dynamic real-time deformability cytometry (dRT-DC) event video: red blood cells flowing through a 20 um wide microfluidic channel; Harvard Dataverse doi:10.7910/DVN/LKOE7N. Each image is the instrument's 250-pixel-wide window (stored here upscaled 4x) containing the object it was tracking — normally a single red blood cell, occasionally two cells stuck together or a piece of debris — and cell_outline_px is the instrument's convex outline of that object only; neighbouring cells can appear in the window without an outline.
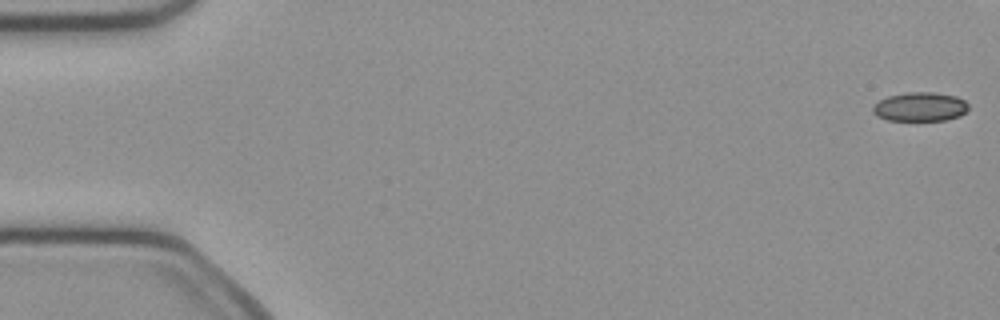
{"species": "common noctule bat (a hibernating species)", "species_latin": "Nyctalus noctula", "temperature_condition": "cold", "stored_images_in_passage": 43, "camera_frame_rate_fps": 3000, "um_per_image_px": 0.085, "animal": {"sex": "female", "body_mass_g": 21.9}, "frame": {"image": 1, "passage_image": 1, "time_ms": 0.0, "image_size_px": [1000, 320], "cell_outline_px": [[968, 108], [960, 116], [944, 120], [888, 120], [876, 116], [872, 112], [872, 108], [880, 100], [888, 96], [904, 92], [936, 92], [956, 96], [964, 100], [968, 104]], "centroid_in_image_um": [78.2, 9.07], "position_along_channel_um": 6.8, "area_um2": 16.18}}
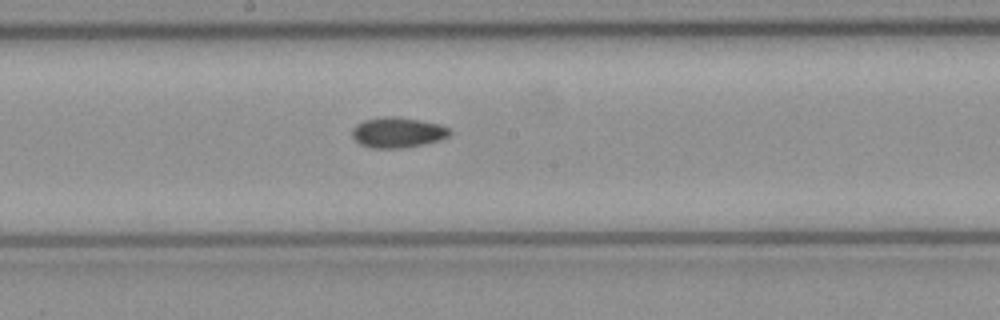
{"frame": {"image": 2, "passage_image": 27, "time_ms": 8.667, "image_size_px": [1000, 320], "cell_outline_px": [[452, 132], [448, 136], [440, 140], [424, 144], [404, 148], [372, 148], [360, 144], [352, 136], [352, 128], [356, 124], [364, 120], [384, 116], [392, 116], [420, 120], [440, 124], [448, 128]], "centroid_in_image_um": [33.79, 11.26], "position_along_channel_um": 214.4, "area_um2": 17.34}}
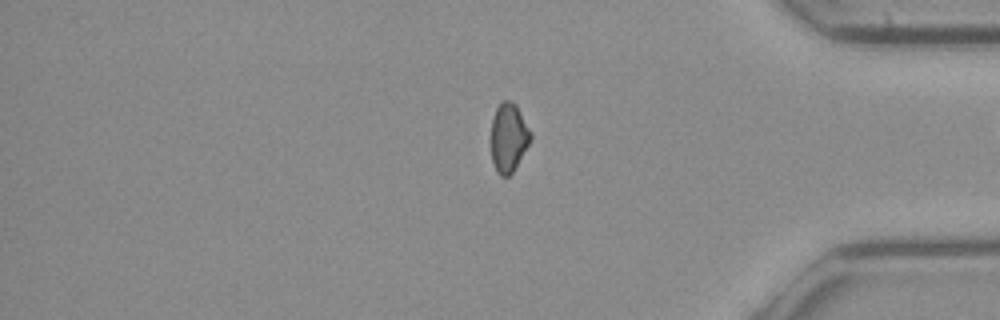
{"frame": {"image": 3, "passage_image": 42, "time_ms": 13.667, "image_size_px": [1000, 320], "cell_outline_px": [[532, 136], [528, 144], [512, 172], [508, 176], [500, 176], [496, 172], [492, 164], [492, 120], [496, 108], [504, 100], [512, 100], [516, 104], [532, 132]], "centroid_in_image_um": [43.23, 11.68], "position_along_channel_um": 392.0, "area_um2": 15.72}}